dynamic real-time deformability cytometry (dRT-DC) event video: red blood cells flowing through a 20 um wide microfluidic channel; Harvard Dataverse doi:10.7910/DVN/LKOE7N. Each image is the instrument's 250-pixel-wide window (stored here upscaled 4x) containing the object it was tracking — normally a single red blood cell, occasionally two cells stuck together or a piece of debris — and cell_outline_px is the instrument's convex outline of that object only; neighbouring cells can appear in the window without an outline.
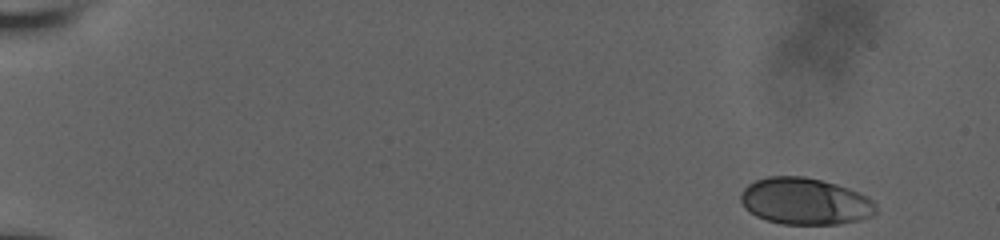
{"species": "human", "species_latin": "Homo sapiens", "temperature_condition": "room temperature", "stored_images_in_passage": 53, "camera_frame_rate_fps": 3000, "um_per_image_px": 0.085, "donor": {"sex": "male"}, "frame": {"image": 1, "passage_image": 1, "time_ms": 0.0, "image_size_px": [1000, 240], "cell_outline_px": [[876, 212], [872, 216], [840, 224], [784, 224], [768, 220], [756, 216], [748, 212], [744, 208], [740, 200], [740, 192], [748, 184], [756, 180], [768, 176], [804, 176], [836, 184], [848, 188], [868, 196], [876, 204]], "centroid_in_image_um": [68.4, 17.1], "position_along_channel_um": 16.6, "area_um2": 36.93}}
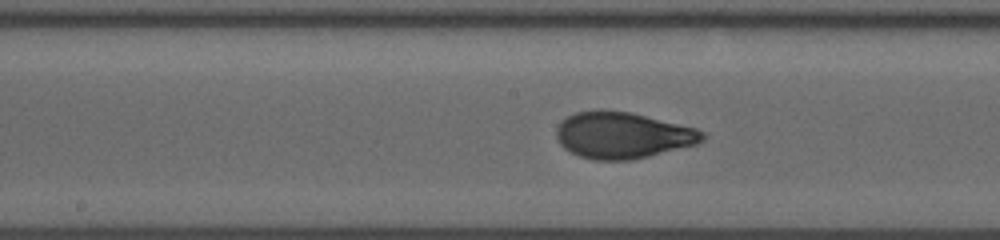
{"frame": {"image": 2, "passage_image": 28, "time_ms": 9.0, "image_size_px": [1000, 240], "cell_outline_px": [[704, 140], [696, 144], [632, 160], [592, 160], [580, 156], [564, 148], [560, 144], [556, 136], [556, 128], [568, 116], [576, 112], [600, 108], [632, 112], [696, 128], [704, 132]], "centroid_in_image_um": [52.91, 11.48], "position_along_channel_um": 195.3, "area_um2": 39.59}}
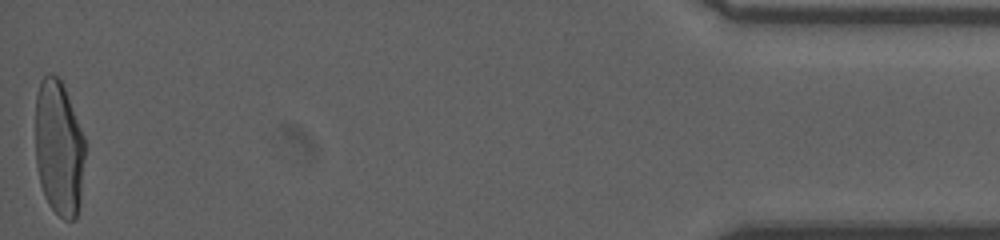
{"frame": {"image": 3, "passage_image": 53, "time_ms": 17.333, "image_size_px": [1000, 240], "cell_outline_px": [[84, 156], [80, 204], [76, 216], [72, 220], [64, 220], [48, 204], [44, 196], [40, 184], [36, 164], [36, 96], [40, 80], [48, 72], [52, 72], [60, 80], [64, 88], [84, 136]], "centroid_in_image_um": [4.99, 12.59], "position_along_channel_um": 430.2, "area_um2": 39.07}, "authors_computed_cell_mechanics": {"area_um2": 38.726, "velocity_mm_per_s": 3.8173, "shape_relaxation_time_tau1_ms": 7.0256, "shape_relaxation_time_tau2_ms": null, "deformation_change_tau1": 0.2533, "deformation_change_tau2": null}}